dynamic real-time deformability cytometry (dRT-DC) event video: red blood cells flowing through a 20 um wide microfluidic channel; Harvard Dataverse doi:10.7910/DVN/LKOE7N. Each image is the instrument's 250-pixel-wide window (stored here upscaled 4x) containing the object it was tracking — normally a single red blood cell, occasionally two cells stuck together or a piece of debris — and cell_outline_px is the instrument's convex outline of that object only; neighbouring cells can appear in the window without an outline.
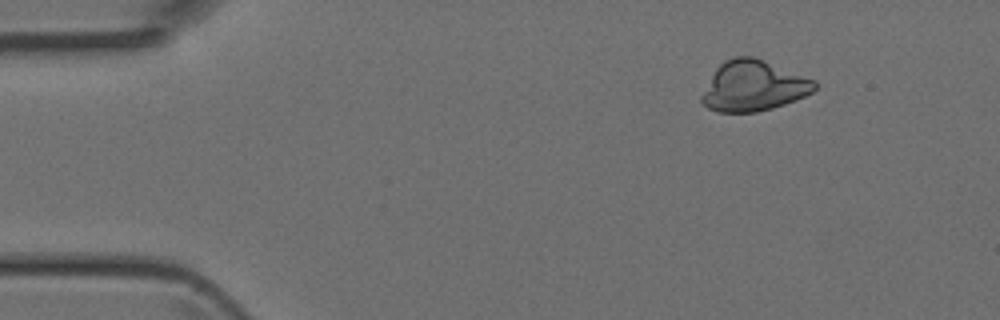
{"species": "Egyptian fruit bat (a non-hibernating species)", "species_latin": "Rousettus aegyptiacus", "temperature_condition": "room temperature", "stored_images_in_passage": 3, "camera_frame_rate_fps": 3000, "um_per_image_px": 0.085, "animal": {"sex": "female"}, "frame": {"image": 1, "passage_image": 1, "time_ms": 0.0, "image_size_px": [1000, 320], "cell_outline_px": [[816, 88], [812, 92], [796, 100], [772, 108], [756, 112], [716, 112], [708, 108], [700, 100], [700, 96], [716, 68], [724, 60], [736, 56], [752, 56], [816, 80]], "centroid_in_image_um": [64.02, 7.31], "position_along_channel_um": 21.0, "area_um2": 33.06}}
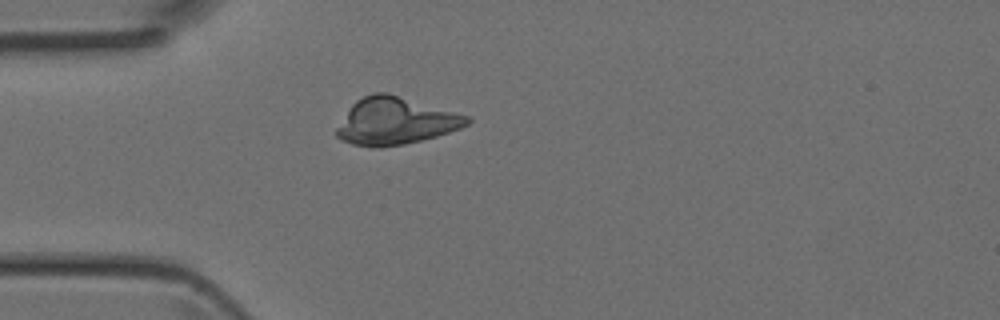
{"frame": {"image": 2, "passage_image": 3, "time_ms": 0.667, "image_size_px": [1000, 320], "cell_outline_px": [[472, 120], [468, 124], [460, 128], [436, 136], [404, 144], [380, 148], [372, 148], [352, 144], [340, 140], [336, 136], [336, 128], [352, 104], [356, 100], [372, 92], [388, 92], [468, 116]], "centroid_in_image_um": [33.57, 10.3], "position_along_channel_um": 51.4, "area_um2": 35.72}}